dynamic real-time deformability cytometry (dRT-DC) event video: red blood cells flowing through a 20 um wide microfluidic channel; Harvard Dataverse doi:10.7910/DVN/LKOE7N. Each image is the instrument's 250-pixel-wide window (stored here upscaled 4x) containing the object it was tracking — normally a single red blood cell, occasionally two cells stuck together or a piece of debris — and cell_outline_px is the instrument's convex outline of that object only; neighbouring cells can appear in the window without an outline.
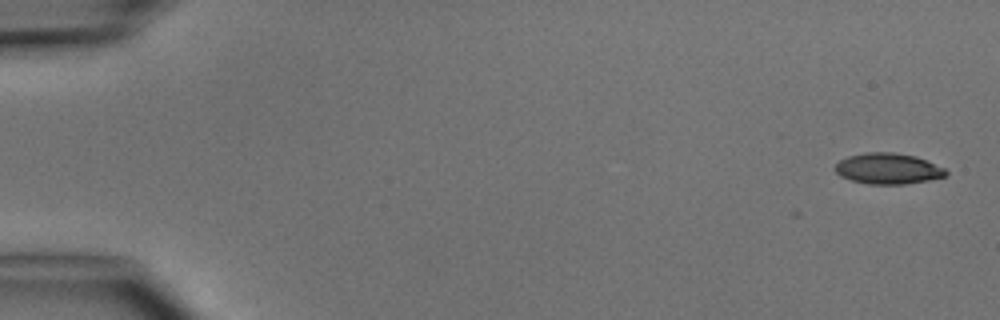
{"species": "common noctule bat (a hibernating species)", "species_latin": "Nyctalus noctula", "temperature_condition": "cold", "stored_images_in_passage": 7, "camera_frame_rate_fps": 3000, "um_per_image_px": 0.085, "animal": {"sex": "male", "body_mass_g": 15.6}, "frame": {"image": 1, "passage_image": 1, "time_ms": 0.0, "image_size_px": [1000, 320], "cell_outline_px": [[948, 172], [944, 176], [928, 180], [904, 184], [868, 184], [852, 180], [840, 176], [836, 172], [836, 164], [840, 160], [848, 156], [864, 152], [892, 152], [916, 156], [944, 168]], "centroid_in_image_um": [75.46, 14.32], "position_along_channel_um": 9.5, "area_um2": 19.77}}
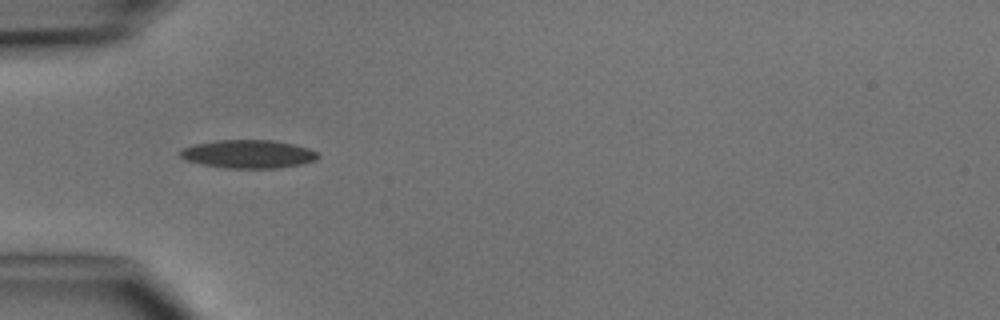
{"frame": {"image": 2, "passage_image": 5, "time_ms": 4.667, "image_size_px": [1000, 320], "cell_outline_px": [[320, 156], [316, 160], [300, 164], [276, 168], [224, 168], [204, 164], [188, 160], [180, 156], [180, 148], [196, 144], [216, 140], [272, 140], [292, 144], [308, 148], [316, 152]], "centroid_in_image_um": [21.1, 13.09], "position_along_channel_um": 63.9, "area_um2": 22.48}}
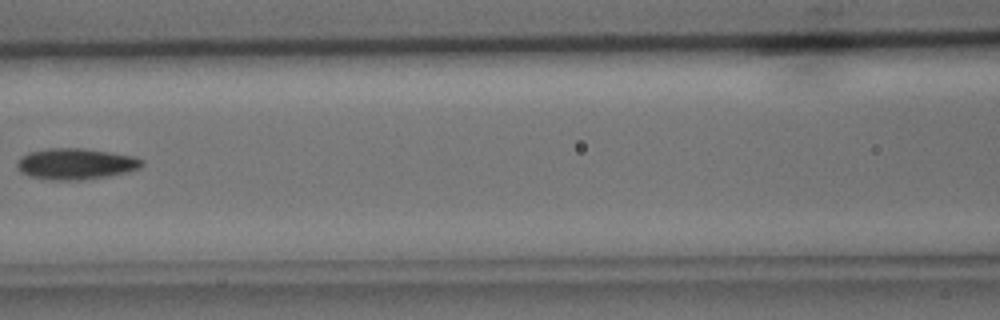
{"frame": {"image": 3, "passage_image": 7, "time_ms": 7.0, "image_size_px": [1000, 320], "cell_outline_px": [[144, 164], [140, 168], [128, 172], [108, 176], [84, 180], [52, 180], [28, 176], [20, 172], [16, 168], [16, 160], [20, 156], [28, 152], [48, 148], [84, 148], [136, 156], [144, 160]], "centroid_in_image_um": [6.42, 13.93], "position_along_channel_um": 160.2, "area_um2": 23.12}}